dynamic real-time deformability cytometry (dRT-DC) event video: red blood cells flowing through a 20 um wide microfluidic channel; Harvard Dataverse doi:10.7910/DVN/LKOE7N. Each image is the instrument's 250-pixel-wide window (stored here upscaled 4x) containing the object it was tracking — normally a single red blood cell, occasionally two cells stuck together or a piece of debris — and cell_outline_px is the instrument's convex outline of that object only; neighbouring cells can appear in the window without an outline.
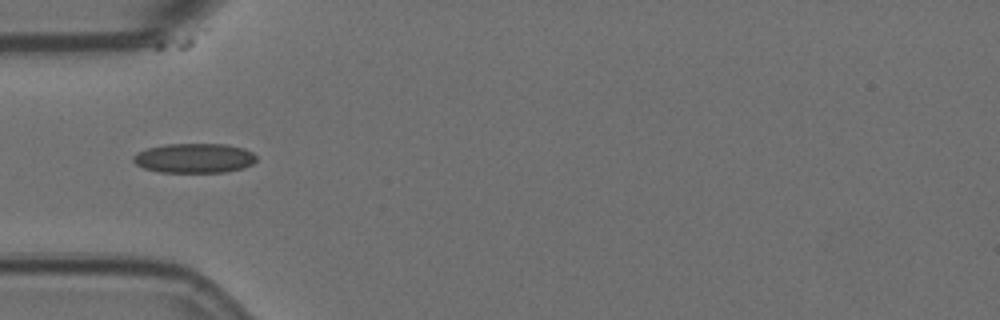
{"species": "Egyptian fruit bat (a non-hibernating species)", "species_latin": "Rousettus aegyptiacus", "temperature_condition": "room temperature", "stored_images_in_passage": 8, "camera_frame_rate_fps": 3000, "um_per_image_px": 0.085, "animal": {"sex": "female"}, "frame": {"image": 1, "passage_image": 5, "time_ms": 1.333, "image_size_px": [1000, 320], "cell_outline_px": [[256, 160], [252, 164], [244, 168], [224, 172], [160, 172], [144, 168], [136, 164], [132, 160], [132, 156], [136, 152], [148, 148], [164, 144], [224, 144], [244, 148], [252, 152], [256, 156]], "centroid_in_image_um": [16.5, 13.44], "position_along_channel_um": 68.5, "area_um2": 21.33}}
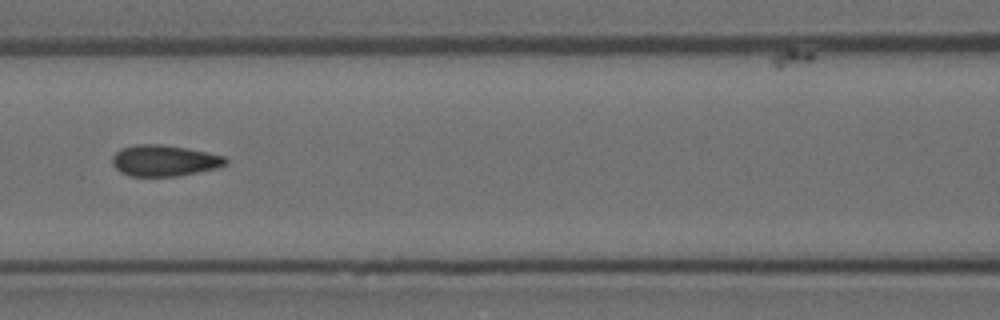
{"frame": {"image": 2, "passage_image": 7, "time_ms": 2.0, "image_size_px": [1000, 320], "cell_outline_px": [[228, 164], [216, 168], [176, 176], [132, 176], [120, 172], [112, 164], [112, 156], [120, 148], [136, 144], [160, 144], [188, 148], [224, 156], [228, 160]], "centroid_in_image_um": [13.95, 13.64], "position_along_channel_um": 152.7, "area_um2": 20.58}}
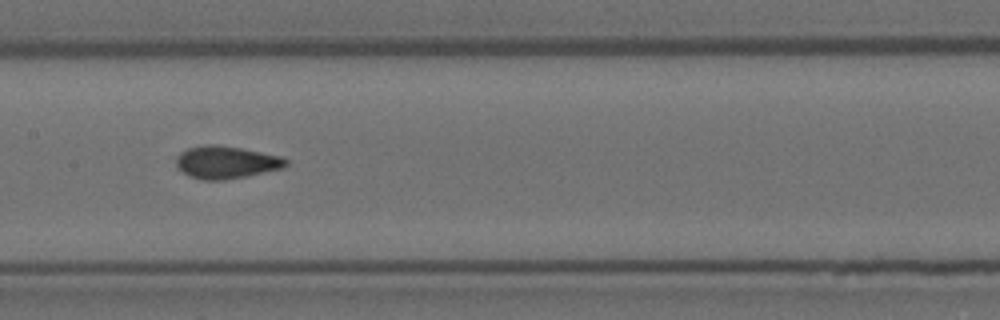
{"frame": {"image": 3, "passage_image": 8, "time_ms": 2.333, "image_size_px": [1000, 320], "cell_outline_px": [[288, 164], [284, 168], [224, 180], [200, 180], [188, 176], [176, 164], [176, 156], [180, 152], [188, 148], [204, 144], [216, 144], [240, 148], [280, 156], [288, 160]], "centroid_in_image_um": [19.2, 13.79], "position_along_channel_um": 188.2, "area_um2": 20.75}}